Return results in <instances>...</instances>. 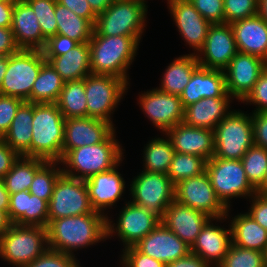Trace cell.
<instances>
[{"instance_id":"obj_39","label":"cell","mask_w":267,"mask_h":267,"mask_svg":"<svg viewBox=\"0 0 267 267\" xmlns=\"http://www.w3.org/2000/svg\"><path fill=\"white\" fill-rule=\"evenodd\" d=\"M206 162L204 158L198 155L175 152L167 175L170 181L176 185L182 180L204 173Z\"/></svg>"},{"instance_id":"obj_6","label":"cell","mask_w":267,"mask_h":267,"mask_svg":"<svg viewBox=\"0 0 267 267\" xmlns=\"http://www.w3.org/2000/svg\"><path fill=\"white\" fill-rule=\"evenodd\" d=\"M144 0H114L97 15L94 30L101 36H141L147 5Z\"/></svg>"},{"instance_id":"obj_36","label":"cell","mask_w":267,"mask_h":267,"mask_svg":"<svg viewBox=\"0 0 267 267\" xmlns=\"http://www.w3.org/2000/svg\"><path fill=\"white\" fill-rule=\"evenodd\" d=\"M46 162L39 158L20 156L10 171L2 178L8 193L15 194L20 191H28L35 173Z\"/></svg>"},{"instance_id":"obj_61","label":"cell","mask_w":267,"mask_h":267,"mask_svg":"<svg viewBox=\"0 0 267 267\" xmlns=\"http://www.w3.org/2000/svg\"><path fill=\"white\" fill-rule=\"evenodd\" d=\"M258 15L267 22V0H258Z\"/></svg>"},{"instance_id":"obj_16","label":"cell","mask_w":267,"mask_h":267,"mask_svg":"<svg viewBox=\"0 0 267 267\" xmlns=\"http://www.w3.org/2000/svg\"><path fill=\"white\" fill-rule=\"evenodd\" d=\"M139 101L147 117L162 132L166 133L184 121L185 108L179 95L165 93L156 88L142 93Z\"/></svg>"},{"instance_id":"obj_11","label":"cell","mask_w":267,"mask_h":267,"mask_svg":"<svg viewBox=\"0 0 267 267\" xmlns=\"http://www.w3.org/2000/svg\"><path fill=\"white\" fill-rule=\"evenodd\" d=\"M85 180L62 174L55 184L48 203L49 223L54 219L92 213Z\"/></svg>"},{"instance_id":"obj_46","label":"cell","mask_w":267,"mask_h":267,"mask_svg":"<svg viewBox=\"0 0 267 267\" xmlns=\"http://www.w3.org/2000/svg\"><path fill=\"white\" fill-rule=\"evenodd\" d=\"M194 8L211 24H224L223 0H189Z\"/></svg>"},{"instance_id":"obj_8","label":"cell","mask_w":267,"mask_h":267,"mask_svg":"<svg viewBox=\"0 0 267 267\" xmlns=\"http://www.w3.org/2000/svg\"><path fill=\"white\" fill-rule=\"evenodd\" d=\"M46 62L43 51L20 49L8 56L5 76L0 94L27 101L42 65Z\"/></svg>"},{"instance_id":"obj_37","label":"cell","mask_w":267,"mask_h":267,"mask_svg":"<svg viewBox=\"0 0 267 267\" xmlns=\"http://www.w3.org/2000/svg\"><path fill=\"white\" fill-rule=\"evenodd\" d=\"M85 79L64 82L56 102L65 119L87 117Z\"/></svg>"},{"instance_id":"obj_15","label":"cell","mask_w":267,"mask_h":267,"mask_svg":"<svg viewBox=\"0 0 267 267\" xmlns=\"http://www.w3.org/2000/svg\"><path fill=\"white\" fill-rule=\"evenodd\" d=\"M266 68L267 62L262 58L238 51L223 70L227 93L243 101Z\"/></svg>"},{"instance_id":"obj_63","label":"cell","mask_w":267,"mask_h":267,"mask_svg":"<svg viewBox=\"0 0 267 267\" xmlns=\"http://www.w3.org/2000/svg\"><path fill=\"white\" fill-rule=\"evenodd\" d=\"M257 193L260 195L267 196V173L264 182L262 185L257 189Z\"/></svg>"},{"instance_id":"obj_64","label":"cell","mask_w":267,"mask_h":267,"mask_svg":"<svg viewBox=\"0 0 267 267\" xmlns=\"http://www.w3.org/2000/svg\"><path fill=\"white\" fill-rule=\"evenodd\" d=\"M265 264H267V247L264 251Z\"/></svg>"},{"instance_id":"obj_57","label":"cell","mask_w":267,"mask_h":267,"mask_svg":"<svg viewBox=\"0 0 267 267\" xmlns=\"http://www.w3.org/2000/svg\"><path fill=\"white\" fill-rule=\"evenodd\" d=\"M15 0H0V28L12 26Z\"/></svg>"},{"instance_id":"obj_5","label":"cell","mask_w":267,"mask_h":267,"mask_svg":"<svg viewBox=\"0 0 267 267\" xmlns=\"http://www.w3.org/2000/svg\"><path fill=\"white\" fill-rule=\"evenodd\" d=\"M48 249L46 227L12 224L0 237V257L16 267H24Z\"/></svg>"},{"instance_id":"obj_49","label":"cell","mask_w":267,"mask_h":267,"mask_svg":"<svg viewBox=\"0 0 267 267\" xmlns=\"http://www.w3.org/2000/svg\"><path fill=\"white\" fill-rule=\"evenodd\" d=\"M242 102L257 105L254 112H267V68L262 72L254 88Z\"/></svg>"},{"instance_id":"obj_33","label":"cell","mask_w":267,"mask_h":267,"mask_svg":"<svg viewBox=\"0 0 267 267\" xmlns=\"http://www.w3.org/2000/svg\"><path fill=\"white\" fill-rule=\"evenodd\" d=\"M199 66L195 53L176 58L163 73L159 90L180 96Z\"/></svg>"},{"instance_id":"obj_10","label":"cell","mask_w":267,"mask_h":267,"mask_svg":"<svg viewBox=\"0 0 267 267\" xmlns=\"http://www.w3.org/2000/svg\"><path fill=\"white\" fill-rule=\"evenodd\" d=\"M129 83L113 76L89 74L85 77L87 117L112 123L111 111L117 107Z\"/></svg>"},{"instance_id":"obj_53","label":"cell","mask_w":267,"mask_h":267,"mask_svg":"<svg viewBox=\"0 0 267 267\" xmlns=\"http://www.w3.org/2000/svg\"><path fill=\"white\" fill-rule=\"evenodd\" d=\"M251 199L252 205L247 214L267 230V196L255 193Z\"/></svg>"},{"instance_id":"obj_18","label":"cell","mask_w":267,"mask_h":267,"mask_svg":"<svg viewBox=\"0 0 267 267\" xmlns=\"http://www.w3.org/2000/svg\"><path fill=\"white\" fill-rule=\"evenodd\" d=\"M114 131L113 123L96 118L65 119L62 157L72 149L104 142Z\"/></svg>"},{"instance_id":"obj_19","label":"cell","mask_w":267,"mask_h":267,"mask_svg":"<svg viewBox=\"0 0 267 267\" xmlns=\"http://www.w3.org/2000/svg\"><path fill=\"white\" fill-rule=\"evenodd\" d=\"M134 247L142 254L161 261L165 265L186 256L190 252V246L162 222Z\"/></svg>"},{"instance_id":"obj_23","label":"cell","mask_w":267,"mask_h":267,"mask_svg":"<svg viewBox=\"0 0 267 267\" xmlns=\"http://www.w3.org/2000/svg\"><path fill=\"white\" fill-rule=\"evenodd\" d=\"M231 97L227 93L223 70L198 67L190 82L180 95L183 107L196 103L202 98Z\"/></svg>"},{"instance_id":"obj_1","label":"cell","mask_w":267,"mask_h":267,"mask_svg":"<svg viewBox=\"0 0 267 267\" xmlns=\"http://www.w3.org/2000/svg\"><path fill=\"white\" fill-rule=\"evenodd\" d=\"M48 246L70 255L107 238V215L98 211L52 220L47 226Z\"/></svg>"},{"instance_id":"obj_24","label":"cell","mask_w":267,"mask_h":267,"mask_svg":"<svg viewBox=\"0 0 267 267\" xmlns=\"http://www.w3.org/2000/svg\"><path fill=\"white\" fill-rule=\"evenodd\" d=\"M209 219L202 227L196 241L190 247V252L203 259L210 266L215 263L217 267L225 258L232 244L231 228L225 229L215 226ZM211 223V224H210Z\"/></svg>"},{"instance_id":"obj_7","label":"cell","mask_w":267,"mask_h":267,"mask_svg":"<svg viewBox=\"0 0 267 267\" xmlns=\"http://www.w3.org/2000/svg\"><path fill=\"white\" fill-rule=\"evenodd\" d=\"M214 157L241 160L254 145L252 117L231 111L214 129Z\"/></svg>"},{"instance_id":"obj_34","label":"cell","mask_w":267,"mask_h":267,"mask_svg":"<svg viewBox=\"0 0 267 267\" xmlns=\"http://www.w3.org/2000/svg\"><path fill=\"white\" fill-rule=\"evenodd\" d=\"M55 18L57 34L65 35L78 43H88L91 39L94 26L58 2H56Z\"/></svg>"},{"instance_id":"obj_58","label":"cell","mask_w":267,"mask_h":267,"mask_svg":"<svg viewBox=\"0 0 267 267\" xmlns=\"http://www.w3.org/2000/svg\"><path fill=\"white\" fill-rule=\"evenodd\" d=\"M90 8L98 15L104 12L108 6H110L114 0H87Z\"/></svg>"},{"instance_id":"obj_20","label":"cell","mask_w":267,"mask_h":267,"mask_svg":"<svg viewBox=\"0 0 267 267\" xmlns=\"http://www.w3.org/2000/svg\"><path fill=\"white\" fill-rule=\"evenodd\" d=\"M170 13L183 39L199 55L212 25L193 6L189 0H167Z\"/></svg>"},{"instance_id":"obj_14","label":"cell","mask_w":267,"mask_h":267,"mask_svg":"<svg viewBox=\"0 0 267 267\" xmlns=\"http://www.w3.org/2000/svg\"><path fill=\"white\" fill-rule=\"evenodd\" d=\"M117 224H111L107 216V237L115 232L124 243V248L136 245L161 222V218L133 202H128L120 212ZM117 225L115 228L114 226Z\"/></svg>"},{"instance_id":"obj_21","label":"cell","mask_w":267,"mask_h":267,"mask_svg":"<svg viewBox=\"0 0 267 267\" xmlns=\"http://www.w3.org/2000/svg\"><path fill=\"white\" fill-rule=\"evenodd\" d=\"M177 153L198 155L206 161L214 156V130L188 126L181 122L166 133Z\"/></svg>"},{"instance_id":"obj_52","label":"cell","mask_w":267,"mask_h":267,"mask_svg":"<svg viewBox=\"0 0 267 267\" xmlns=\"http://www.w3.org/2000/svg\"><path fill=\"white\" fill-rule=\"evenodd\" d=\"M57 2L73 11L76 15L87 19L93 26H95L97 15L90 8L87 0H57Z\"/></svg>"},{"instance_id":"obj_47","label":"cell","mask_w":267,"mask_h":267,"mask_svg":"<svg viewBox=\"0 0 267 267\" xmlns=\"http://www.w3.org/2000/svg\"><path fill=\"white\" fill-rule=\"evenodd\" d=\"M24 102L20 98L0 94V138L7 133L18 108Z\"/></svg>"},{"instance_id":"obj_50","label":"cell","mask_w":267,"mask_h":267,"mask_svg":"<svg viewBox=\"0 0 267 267\" xmlns=\"http://www.w3.org/2000/svg\"><path fill=\"white\" fill-rule=\"evenodd\" d=\"M79 43L65 35L57 34L46 41L44 57H57L73 50Z\"/></svg>"},{"instance_id":"obj_56","label":"cell","mask_w":267,"mask_h":267,"mask_svg":"<svg viewBox=\"0 0 267 267\" xmlns=\"http://www.w3.org/2000/svg\"><path fill=\"white\" fill-rule=\"evenodd\" d=\"M166 267H210V265L194 253L189 252L186 256L167 264Z\"/></svg>"},{"instance_id":"obj_62","label":"cell","mask_w":267,"mask_h":267,"mask_svg":"<svg viewBox=\"0 0 267 267\" xmlns=\"http://www.w3.org/2000/svg\"><path fill=\"white\" fill-rule=\"evenodd\" d=\"M8 56H0V85L7 71Z\"/></svg>"},{"instance_id":"obj_40","label":"cell","mask_w":267,"mask_h":267,"mask_svg":"<svg viewBox=\"0 0 267 267\" xmlns=\"http://www.w3.org/2000/svg\"><path fill=\"white\" fill-rule=\"evenodd\" d=\"M250 184L257 190L265 180L267 173V149L253 145L241 159Z\"/></svg>"},{"instance_id":"obj_30","label":"cell","mask_w":267,"mask_h":267,"mask_svg":"<svg viewBox=\"0 0 267 267\" xmlns=\"http://www.w3.org/2000/svg\"><path fill=\"white\" fill-rule=\"evenodd\" d=\"M64 82L85 79L91 72V50L79 43L73 50L57 57H45Z\"/></svg>"},{"instance_id":"obj_59","label":"cell","mask_w":267,"mask_h":267,"mask_svg":"<svg viewBox=\"0 0 267 267\" xmlns=\"http://www.w3.org/2000/svg\"><path fill=\"white\" fill-rule=\"evenodd\" d=\"M10 194L5 188L3 179L0 178V210L8 213Z\"/></svg>"},{"instance_id":"obj_13","label":"cell","mask_w":267,"mask_h":267,"mask_svg":"<svg viewBox=\"0 0 267 267\" xmlns=\"http://www.w3.org/2000/svg\"><path fill=\"white\" fill-rule=\"evenodd\" d=\"M175 200L202 211L211 218H216L217 221L227 219L229 209L217 198L206 171L199 176L177 183L175 185Z\"/></svg>"},{"instance_id":"obj_2","label":"cell","mask_w":267,"mask_h":267,"mask_svg":"<svg viewBox=\"0 0 267 267\" xmlns=\"http://www.w3.org/2000/svg\"><path fill=\"white\" fill-rule=\"evenodd\" d=\"M141 36H101L93 30L88 44L92 74L113 75L128 83L127 70L132 64Z\"/></svg>"},{"instance_id":"obj_9","label":"cell","mask_w":267,"mask_h":267,"mask_svg":"<svg viewBox=\"0 0 267 267\" xmlns=\"http://www.w3.org/2000/svg\"><path fill=\"white\" fill-rule=\"evenodd\" d=\"M206 172L217 198L227 208L233 197H252L257 190L250 184L241 160L212 157L206 162Z\"/></svg>"},{"instance_id":"obj_35","label":"cell","mask_w":267,"mask_h":267,"mask_svg":"<svg viewBox=\"0 0 267 267\" xmlns=\"http://www.w3.org/2000/svg\"><path fill=\"white\" fill-rule=\"evenodd\" d=\"M64 81L55 69L46 61L35 80L29 103H56L63 88Z\"/></svg>"},{"instance_id":"obj_51","label":"cell","mask_w":267,"mask_h":267,"mask_svg":"<svg viewBox=\"0 0 267 267\" xmlns=\"http://www.w3.org/2000/svg\"><path fill=\"white\" fill-rule=\"evenodd\" d=\"M254 145L267 149V112H253Z\"/></svg>"},{"instance_id":"obj_32","label":"cell","mask_w":267,"mask_h":267,"mask_svg":"<svg viewBox=\"0 0 267 267\" xmlns=\"http://www.w3.org/2000/svg\"><path fill=\"white\" fill-rule=\"evenodd\" d=\"M232 244L264 253L267 247V230L249 214H239L231 220Z\"/></svg>"},{"instance_id":"obj_48","label":"cell","mask_w":267,"mask_h":267,"mask_svg":"<svg viewBox=\"0 0 267 267\" xmlns=\"http://www.w3.org/2000/svg\"><path fill=\"white\" fill-rule=\"evenodd\" d=\"M121 258L123 267H166L163 262L142 254L134 246L125 248Z\"/></svg>"},{"instance_id":"obj_29","label":"cell","mask_w":267,"mask_h":267,"mask_svg":"<svg viewBox=\"0 0 267 267\" xmlns=\"http://www.w3.org/2000/svg\"><path fill=\"white\" fill-rule=\"evenodd\" d=\"M230 98H202L185 108L184 121L188 126L212 129L221 122L231 111H228Z\"/></svg>"},{"instance_id":"obj_12","label":"cell","mask_w":267,"mask_h":267,"mask_svg":"<svg viewBox=\"0 0 267 267\" xmlns=\"http://www.w3.org/2000/svg\"><path fill=\"white\" fill-rule=\"evenodd\" d=\"M130 186L132 202L154 212L160 218L175 200V185L164 173L142 171Z\"/></svg>"},{"instance_id":"obj_60","label":"cell","mask_w":267,"mask_h":267,"mask_svg":"<svg viewBox=\"0 0 267 267\" xmlns=\"http://www.w3.org/2000/svg\"><path fill=\"white\" fill-rule=\"evenodd\" d=\"M13 223L10 221L8 213L0 210V237Z\"/></svg>"},{"instance_id":"obj_41","label":"cell","mask_w":267,"mask_h":267,"mask_svg":"<svg viewBox=\"0 0 267 267\" xmlns=\"http://www.w3.org/2000/svg\"><path fill=\"white\" fill-rule=\"evenodd\" d=\"M60 162H46L36 173L30 185L29 192L49 203L57 179L63 174L62 169L56 167ZM57 169H56V168Z\"/></svg>"},{"instance_id":"obj_45","label":"cell","mask_w":267,"mask_h":267,"mask_svg":"<svg viewBox=\"0 0 267 267\" xmlns=\"http://www.w3.org/2000/svg\"><path fill=\"white\" fill-rule=\"evenodd\" d=\"M75 255L48 249L44 254L24 267H81Z\"/></svg>"},{"instance_id":"obj_17","label":"cell","mask_w":267,"mask_h":267,"mask_svg":"<svg viewBox=\"0 0 267 267\" xmlns=\"http://www.w3.org/2000/svg\"><path fill=\"white\" fill-rule=\"evenodd\" d=\"M196 55L200 67L224 70L238 50L230 24H212L207 33L203 48Z\"/></svg>"},{"instance_id":"obj_26","label":"cell","mask_w":267,"mask_h":267,"mask_svg":"<svg viewBox=\"0 0 267 267\" xmlns=\"http://www.w3.org/2000/svg\"><path fill=\"white\" fill-rule=\"evenodd\" d=\"M116 169L117 166L85 180L91 206L102 214L104 209L112 207L121 198L125 190V181Z\"/></svg>"},{"instance_id":"obj_44","label":"cell","mask_w":267,"mask_h":267,"mask_svg":"<svg viewBox=\"0 0 267 267\" xmlns=\"http://www.w3.org/2000/svg\"><path fill=\"white\" fill-rule=\"evenodd\" d=\"M223 5L226 24L258 15V0H223Z\"/></svg>"},{"instance_id":"obj_25","label":"cell","mask_w":267,"mask_h":267,"mask_svg":"<svg viewBox=\"0 0 267 267\" xmlns=\"http://www.w3.org/2000/svg\"><path fill=\"white\" fill-rule=\"evenodd\" d=\"M11 29L19 49L42 51L46 45L37 17L25 0H15Z\"/></svg>"},{"instance_id":"obj_31","label":"cell","mask_w":267,"mask_h":267,"mask_svg":"<svg viewBox=\"0 0 267 267\" xmlns=\"http://www.w3.org/2000/svg\"><path fill=\"white\" fill-rule=\"evenodd\" d=\"M33 103L24 102L2 137L5 143L20 156L31 158Z\"/></svg>"},{"instance_id":"obj_4","label":"cell","mask_w":267,"mask_h":267,"mask_svg":"<svg viewBox=\"0 0 267 267\" xmlns=\"http://www.w3.org/2000/svg\"><path fill=\"white\" fill-rule=\"evenodd\" d=\"M121 147L115 139L114 131L104 142L68 151L60 160L67 168L63 167L62 172L72 178L87 180L95 174L111 170L122 161Z\"/></svg>"},{"instance_id":"obj_43","label":"cell","mask_w":267,"mask_h":267,"mask_svg":"<svg viewBox=\"0 0 267 267\" xmlns=\"http://www.w3.org/2000/svg\"><path fill=\"white\" fill-rule=\"evenodd\" d=\"M33 9L43 37L48 40L57 35L55 8L57 0H25Z\"/></svg>"},{"instance_id":"obj_38","label":"cell","mask_w":267,"mask_h":267,"mask_svg":"<svg viewBox=\"0 0 267 267\" xmlns=\"http://www.w3.org/2000/svg\"><path fill=\"white\" fill-rule=\"evenodd\" d=\"M144 149V171L168 174L175 153L170 138H154Z\"/></svg>"},{"instance_id":"obj_55","label":"cell","mask_w":267,"mask_h":267,"mask_svg":"<svg viewBox=\"0 0 267 267\" xmlns=\"http://www.w3.org/2000/svg\"><path fill=\"white\" fill-rule=\"evenodd\" d=\"M19 50L11 27L0 28V56H10Z\"/></svg>"},{"instance_id":"obj_54","label":"cell","mask_w":267,"mask_h":267,"mask_svg":"<svg viewBox=\"0 0 267 267\" xmlns=\"http://www.w3.org/2000/svg\"><path fill=\"white\" fill-rule=\"evenodd\" d=\"M19 157L20 155L11 149L3 138H0V178H3L10 171Z\"/></svg>"},{"instance_id":"obj_42","label":"cell","mask_w":267,"mask_h":267,"mask_svg":"<svg viewBox=\"0 0 267 267\" xmlns=\"http://www.w3.org/2000/svg\"><path fill=\"white\" fill-rule=\"evenodd\" d=\"M264 253L231 244L224 260L217 267H264Z\"/></svg>"},{"instance_id":"obj_27","label":"cell","mask_w":267,"mask_h":267,"mask_svg":"<svg viewBox=\"0 0 267 267\" xmlns=\"http://www.w3.org/2000/svg\"><path fill=\"white\" fill-rule=\"evenodd\" d=\"M239 52L255 55L267 62V22L259 15L230 24Z\"/></svg>"},{"instance_id":"obj_3","label":"cell","mask_w":267,"mask_h":267,"mask_svg":"<svg viewBox=\"0 0 267 267\" xmlns=\"http://www.w3.org/2000/svg\"><path fill=\"white\" fill-rule=\"evenodd\" d=\"M65 118L56 103H33L31 158L60 162Z\"/></svg>"},{"instance_id":"obj_28","label":"cell","mask_w":267,"mask_h":267,"mask_svg":"<svg viewBox=\"0 0 267 267\" xmlns=\"http://www.w3.org/2000/svg\"><path fill=\"white\" fill-rule=\"evenodd\" d=\"M8 216L13 224L47 228L48 202L26 190L10 194Z\"/></svg>"},{"instance_id":"obj_22","label":"cell","mask_w":267,"mask_h":267,"mask_svg":"<svg viewBox=\"0 0 267 267\" xmlns=\"http://www.w3.org/2000/svg\"><path fill=\"white\" fill-rule=\"evenodd\" d=\"M209 219L211 217L206 213L174 200L165 210L161 222L191 247Z\"/></svg>"}]
</instances>
